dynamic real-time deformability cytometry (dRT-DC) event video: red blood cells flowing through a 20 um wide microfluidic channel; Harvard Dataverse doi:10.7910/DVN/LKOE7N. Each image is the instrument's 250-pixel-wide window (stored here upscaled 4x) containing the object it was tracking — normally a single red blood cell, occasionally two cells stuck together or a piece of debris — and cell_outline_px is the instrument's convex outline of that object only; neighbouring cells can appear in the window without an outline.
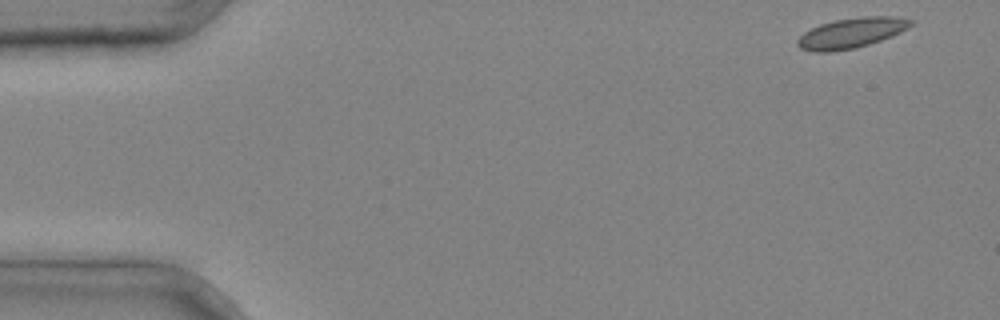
{"species": "common noctule bat (a hibernating species)", "species_latin": "Nyctalus noctula", "temperature_condition": "cold", "stored_images_in_passage": 37, "camera_frame_rate_fps": 3000, "um_per_image_px": 0.085, "animal": {"sex": "male", "body_mass_g": 20.4}, "frame": {"image": 1, "passage_image": 1, "time_ms": 0.0, "image_size_px": [1000, 320], "cell_outline_px": [[912, 24], [908, 28], [892, 36], [868, 44], [852, 48], [828, 52], [816, 52], [800, 48], [796, 44], [796, 40], [804, 32], [820, 24], [836, 20], [864, 16], [896, 16], [912, 20]], "centroid_in_image_um": [72.35, 2.79], "position_along_channel_um": 12.6, "area_um2": 19.71}}
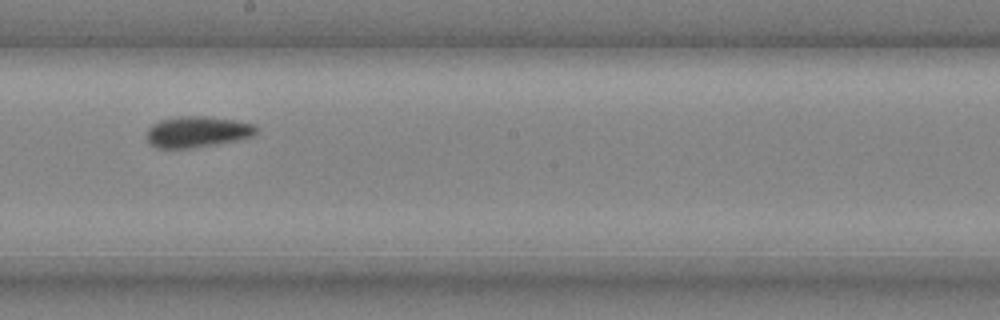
{"frame": {"image": 2, "passage_image": 23, "time_ms": 7.333, "image_size_px": [1000, 320], "cell_outline_px": [[256, 132], [252, 136], [236, 140], [188, 148], [156, 148], [148, 140], [148, 128], [152, 124], [160, 120], [180, 116], [208, 116], [256, 124]], "centroid_in_image_um": [16.76, 11.19], "position_along_channel_um": 231.4, "area_um2": 19.48}}
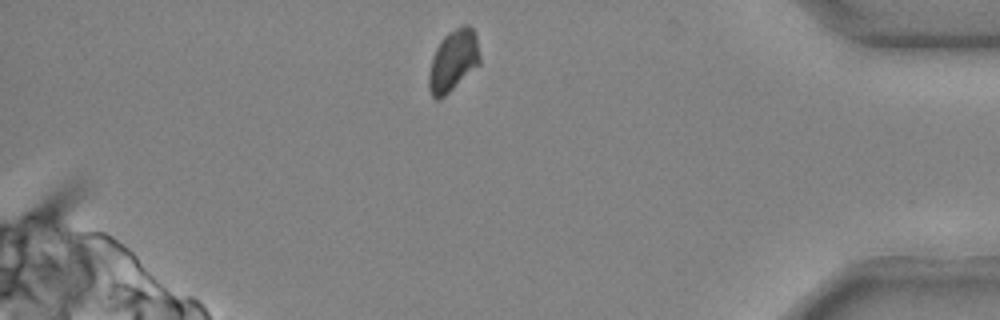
{"frame": {"image": 3, "passage_image": 36, "time_ms": 11.667, "image_size_px": [1000, 320], "cell_outline_px": [[480, 64], [440, 100], [436, 100], [432, 96], [428, 88], [428, 72], [432, 56], [436, 48], [444, 36], [448, 32], [464, 24], [468, 24], [476, 32], [480, 56]], "centroid_in_image_um": [38.52, 5.15], "position_along_channel_um": 396.7, "area_um2": 18.5}}